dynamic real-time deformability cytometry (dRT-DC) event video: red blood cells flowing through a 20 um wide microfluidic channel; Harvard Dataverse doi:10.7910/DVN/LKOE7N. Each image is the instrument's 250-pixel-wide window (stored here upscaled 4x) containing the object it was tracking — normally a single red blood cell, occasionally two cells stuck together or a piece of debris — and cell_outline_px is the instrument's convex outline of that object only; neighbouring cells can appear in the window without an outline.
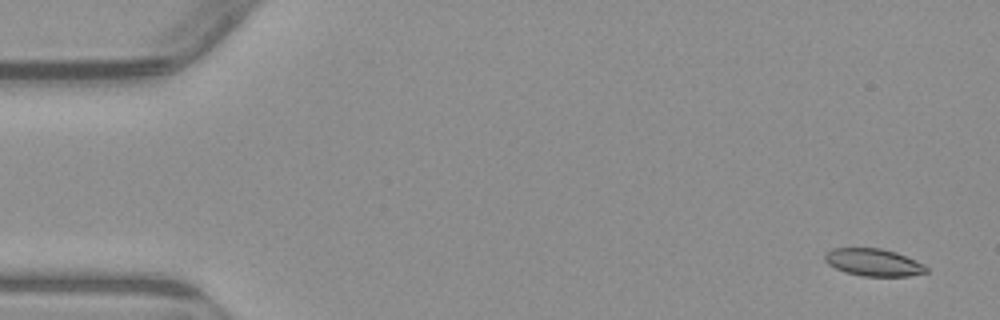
{"species": "common noctule bat (a hibernating species)", "species_latin": "Nyctalus noctula", "temperature_condition": "warm", "stored_images_in_passage": 4, "camera_frame_rate_fps": 3000, "um_per_image_px": 0.085, "animal": {"sex": "male", "body_mass_g": 23.1, "forearm_length_mm": 52.7}, "frame": {"image": 1, "passage_image": 1, "time_ms": 0.0, "image_size_px": [1000, 320], "cell_outline_px": [[928, 272], [908, 276], [860, 276], [844, 272], [828, 264], [824, 260], [824, 256], [832, 248], [880, 248], [896, 252], [916, 260], [924, 264], [928, 268]], "centroid_in_image_um": [74.26, 22.3], "position_along_channel_um": 10.7, "area_um2": 16.24}}
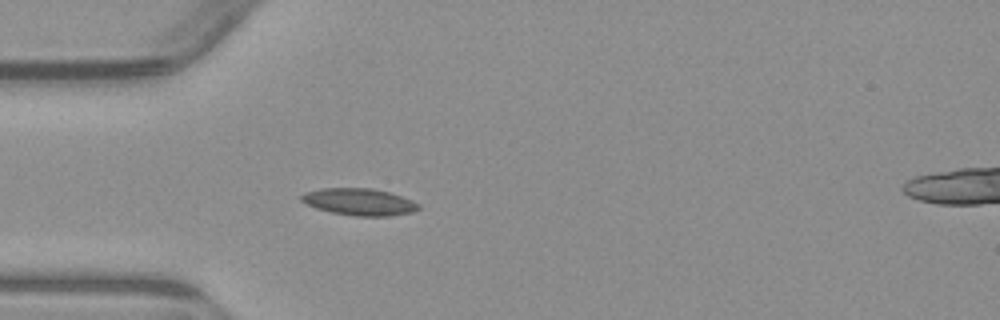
{"frame": {"image": 2, "passage_image": 4, "time_ms": 4.333, "image_size_px": [1000, 320], "cell_outline_px": [[420, 208], [412, 212], [388, 216], [356, 216], [332, 212], [316, 208], [300, 200], [300, 196], [304, 192], [320, 188], [372, 188], [388, 192], [412, 200], [420, 204]], "centroid_in_image_um": [30.53, 17.15], "position_along_channel_um": 54.5, "area_um2": 18.32}}